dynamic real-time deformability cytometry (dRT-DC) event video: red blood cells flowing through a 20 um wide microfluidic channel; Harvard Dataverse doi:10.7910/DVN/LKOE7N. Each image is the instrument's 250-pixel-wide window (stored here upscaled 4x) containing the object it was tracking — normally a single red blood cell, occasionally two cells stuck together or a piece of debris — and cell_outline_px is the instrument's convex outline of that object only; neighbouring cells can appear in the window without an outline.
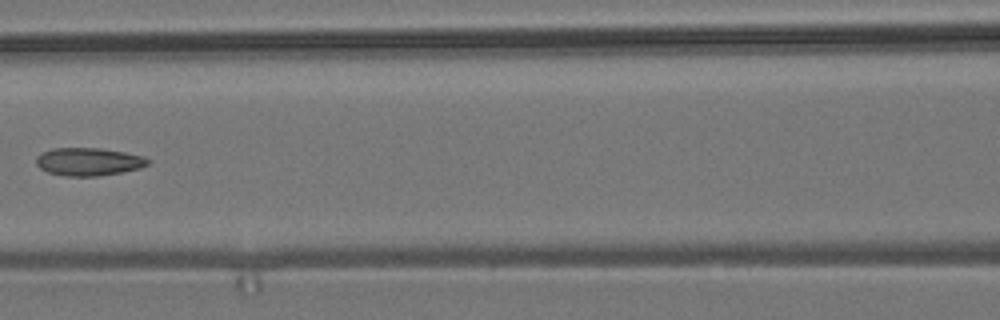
{"species": "common noctule bat (a hibernating species)", "species_latin": "Nyctalus noctula", "temperature_condition": "room temperature", "stored_images_in_passage": 8, "camera_frame_rate_fps": 3000, "um_per_image_px": 0.085, "animal": {"sex": "male", "body_mass_g": 19.2, "forearm_length_mm": 51.8}, "frame": {"image": 1, "passage_image": 7, "time_ms": 2.0, "image_size_px": [1000, 320], "cell_outline_px": [[152, 160], [148, 164], [140, 168], [124, 172], [96, 176], [64, 176], [48, 172], [40, 168], [36, 164], [36, 156], [40, 152], [52, 148], [100, 148], [124, 152], [144, 156]], "centroid_in_image_um": [7.53, 13.74], "position_along_channel_um": 159.1, "area_um2": 18.38}}
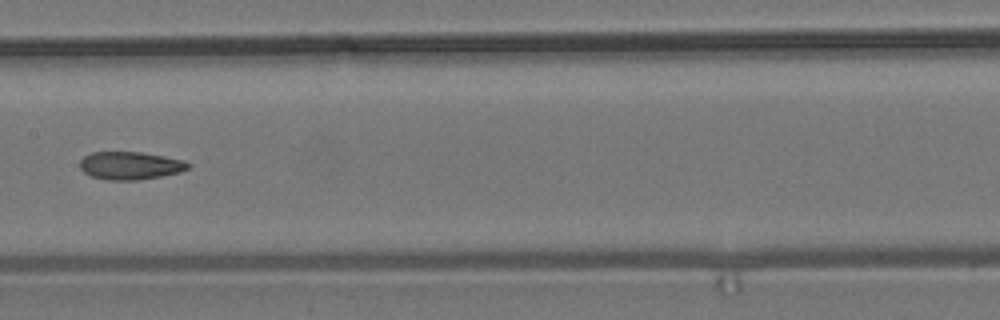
{"frame": {"image": 2, "passage_image": 8, "time_ms": 2.333, "image_size_px": [1000, 320], "cell_outline_px": [[192, 168], [180, 172], [160, 176], [136, 180], [108, 180], [92, 176], [84, 172], [80, 168], [80, 160], [84, 156], [92, 152], [140, 152], [164, 156], [184, 160], [192, 164]], "centroid_in_image_um": [11.11, 14.07], "position_along_channel_um": 196.3, "area_um2": 17.63}}